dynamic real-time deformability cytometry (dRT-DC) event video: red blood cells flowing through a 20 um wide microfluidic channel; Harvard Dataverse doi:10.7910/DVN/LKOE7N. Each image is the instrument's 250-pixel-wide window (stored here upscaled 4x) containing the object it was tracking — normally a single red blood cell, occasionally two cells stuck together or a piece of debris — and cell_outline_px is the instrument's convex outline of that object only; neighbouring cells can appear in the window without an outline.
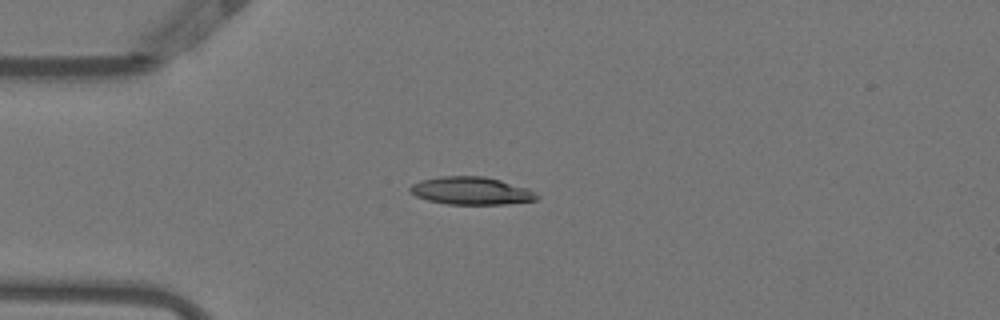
{"species": "Egyptian fruit bat (a non-hibernating species)", "species_latin": "Rousettus aegyptiacus", "temperature_condition": "warm", "stored_images_in_passage": 13, "camera_frame_rate_fps": 3000, "um_per_image_px": 0.085, "animal": {"sex": "female"}, "frame": {"image": 1, "passage_image": 1, "time_ms": 0.0, "image_size_px": [1000, 320], "cell_outline_px": [[540, 196], [536, 200], [504, 204], [448, 204], [428, 200], [416, 196], [408, 192], [408, 188], [412, 184], [420, 180], [440, 176], [484, 176], [500, 180], [528, 188], [536, 192]], "centroid_in_image_um": [40.04, 16.21], "position_along_channel_um": 45.0, "area_um2": 20.58}}
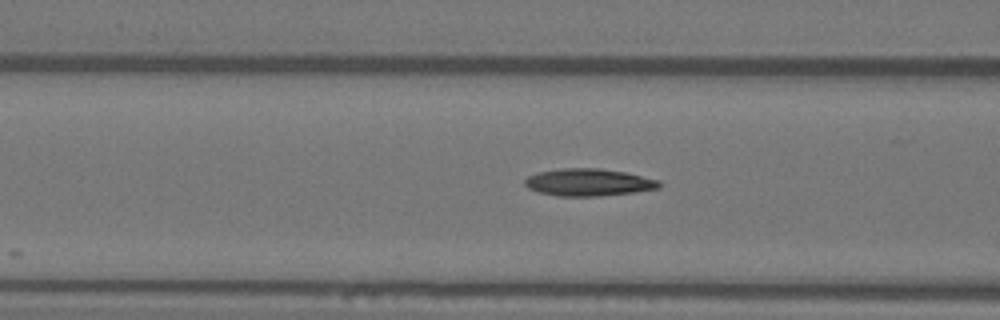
{"frame": {"image": 2, "passage_image": 8, "time_ms": 2.333, "image_size_px": [1000, 320], "cell_outline_px": [[660, 188], [632, 192], [600, 196], [556, 196], [536, 192], [528, 188], [524, 184], [524, 180], [528, 176], [540, 172], [560, 168], [600, 168], [624, 172], [660, 180]], "centroid_in_image_um": [49.99, 15.5], "position_along_channel_um": 116.6, "area_um2": 21.39}}
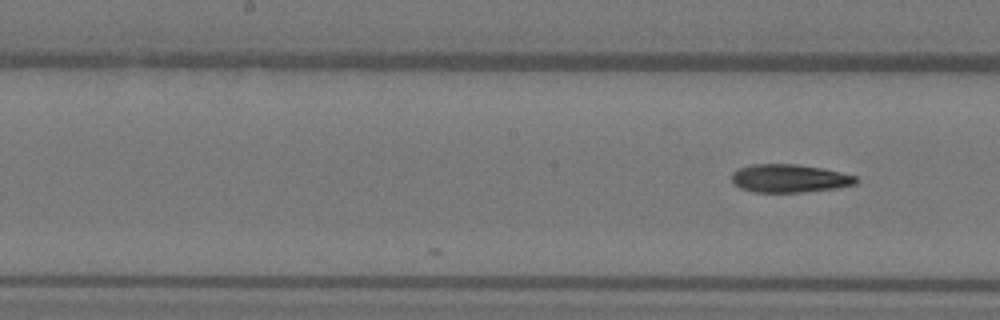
{"frame": {"image": 3, "passage_image": 13, "time_ms": 4.0, "image_size_px": [1000, 320], "cell_outline_px": [[860, 180], [856, 184], [836, 188], [804, 192], [756, 192], [740, 188], [732, 180], [732, 172], [740, 168], [752, 164], [796, 164], [824, 168], [856, 176]], "centroid_in_image_um": [67.14, 15.16], "position_along_channel_um": 181.1, "area_um2": 20.4}}